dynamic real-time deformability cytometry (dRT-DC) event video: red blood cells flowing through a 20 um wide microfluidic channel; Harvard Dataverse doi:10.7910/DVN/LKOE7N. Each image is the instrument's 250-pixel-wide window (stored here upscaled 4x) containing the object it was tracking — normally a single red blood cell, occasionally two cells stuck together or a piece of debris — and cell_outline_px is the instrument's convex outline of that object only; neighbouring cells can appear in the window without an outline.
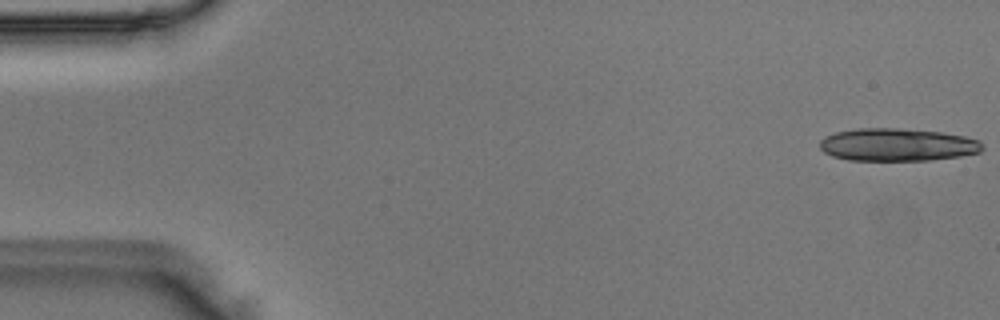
{"species": "Egyptian fruit bat (a non-hibernating species)", "species_latin": "Rousettus aegyptiacus", "temperature_condition": "room temperature", "stored_images_in_passage": 14, "camera_frame_rate_fps": 3000, "um_per_image_px": 0.085, "animal": {"sex": "male"}, "frame": {"image": 1, "passage_image": 1, "time_ms": 0.0, "image_size_px": [1000, 320], "cell_outline_px": [[984, 148], [980, 152], [960, 156], [928, 160], [848, 160], [832, 156], [824, 152], [820, 148], [820, 140], [824, 136], [836, 132], [856, 128], [900, 128], [940, 132], [964, 136], [980, 140], [984, 144]], "centroid_in_image_um": [76.28, 12.29], "position_along_channel_um": 8.7, "area_um2": 31.15}}